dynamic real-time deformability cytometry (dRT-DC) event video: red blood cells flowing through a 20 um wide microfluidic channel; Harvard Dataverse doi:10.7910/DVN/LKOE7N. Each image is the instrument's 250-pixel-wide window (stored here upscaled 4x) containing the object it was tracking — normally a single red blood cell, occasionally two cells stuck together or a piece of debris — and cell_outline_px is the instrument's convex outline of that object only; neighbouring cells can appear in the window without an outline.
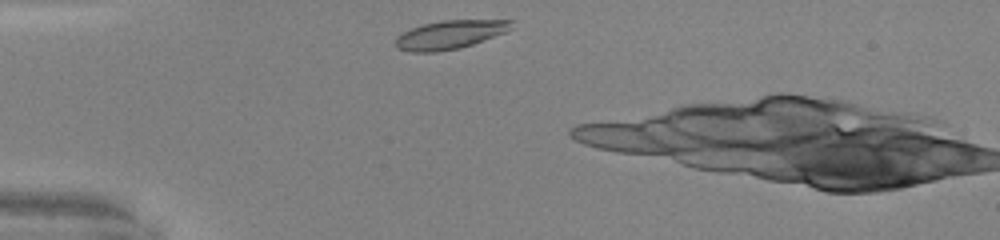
{"species": "common noctule bat (a hibernating species)", "species_latin": "Nyctalus noctula", "temperature_condition": "warm", "stored_images_in_passage": 4, "camera_frame_rate_fps": 3000, "um_per_image_px": 0.085, "animal": {"sex": "male", "body_mass_g": 20.0, "forearm_length_mm": 53.3}, "frame": {"image": 1, "passage_image": 2, "time_ms": 0.333, "image_size_px": [1000, 240], "cell_outline_px": [[512, 28], [504, 32], [472, 44], [460, 48], [436, 52], [412, 52], [396, 48], [396, 36], [412, 28], [424, 24], [444, 20], [512, 20]], "centroid_in_image_um": [38.22, 2.95], "position_along_channel_um": 46.8, "area_um2": 19.02}}